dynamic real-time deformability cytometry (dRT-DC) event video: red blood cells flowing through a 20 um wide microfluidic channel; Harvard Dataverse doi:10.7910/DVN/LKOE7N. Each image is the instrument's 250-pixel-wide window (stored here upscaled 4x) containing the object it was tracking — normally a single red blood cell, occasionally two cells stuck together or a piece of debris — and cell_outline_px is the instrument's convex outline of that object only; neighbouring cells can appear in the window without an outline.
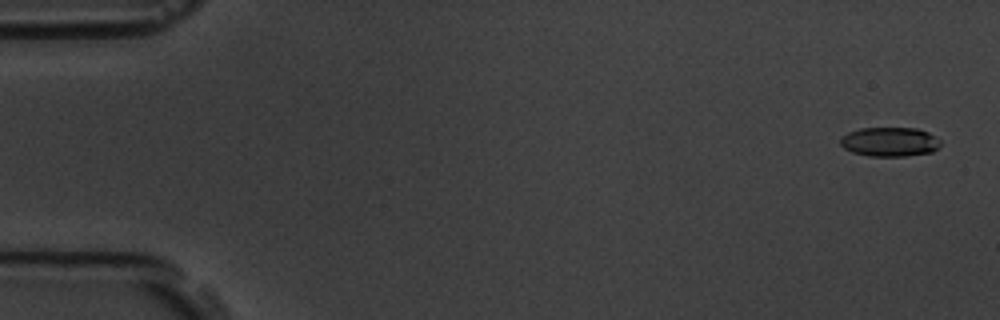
{"species": "common noctule bat (a hibernating species)", "species_latin": "Nyctalus noctula", "temperature_condition": "room temperature", "stored_images_in_passage": 14, "camera_frame_rate_fps": 3000, "um_per_image_px": 0.085, "animal": {"sex": "male", "body_mass_g": 19.5, "forearm_length_mm": 54.6}, "frame": {"image": 1, "passage_image": 3, "time_ms": 0.667, "image_size_px": [1000, 320], "cell_outline_px": [[940, 144], [932, 152], [904, 156], [868, 156], [852, 152], [844, 148], [840, 144], [840, 136], [848, 132], [860, 128], [916, 128], [928, 132], [940, 140]], "centroid_in_image_um": [75.59, 12.05], "position_along_channel_um": 9.4, "area_um2": 17.11}}